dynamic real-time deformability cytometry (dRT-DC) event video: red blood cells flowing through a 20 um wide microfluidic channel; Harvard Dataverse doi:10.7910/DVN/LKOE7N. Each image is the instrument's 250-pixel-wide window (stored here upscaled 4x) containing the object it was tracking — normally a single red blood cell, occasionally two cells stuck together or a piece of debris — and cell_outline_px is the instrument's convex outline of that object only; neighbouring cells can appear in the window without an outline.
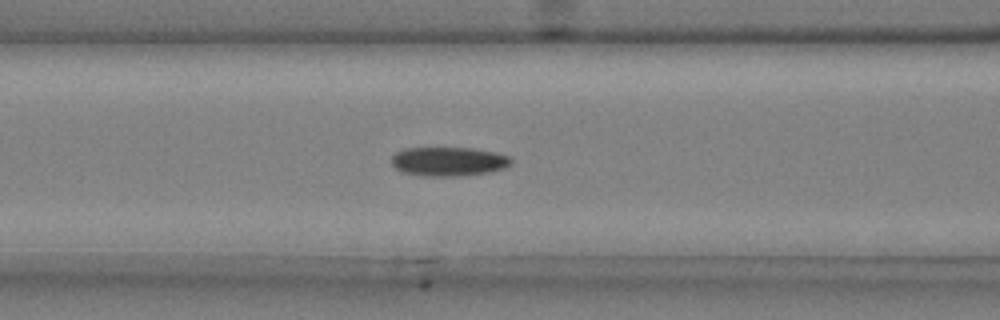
{"species": "common noctule bat (a hibernating species)", "species_latin": "Nyctalus noctula", "temperature_condition": "cold", "stored_images_in_passage": 22, "camera_frame_rate_fps": 3000, "um_per_image_px": 0.085, "animal": {"sex": "male", "body_mass_g": 20.4}, "frame": {"image": 1, "passage_image": 12, "time_ms": 3.667, "image_size_px": [1000, 320], "cell_outline_px": [[512, 164], [504, 168], [488, 172], [460, 176], [424, 176], [400, 172], [392, 164], [392, 156], [396, 152], [404, 148], [472, 148], [496, 152], [508, 156], [512, 160]], "centroid_in_image_um": [38.12, 13.73], "position_along_channel_um": 128.5, "area_um2": 20.35}}
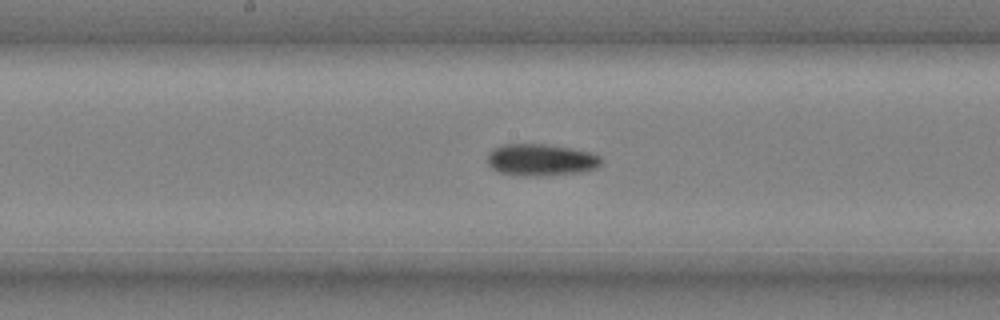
{"frame": {"image": 2, "passage_image": 18, "time_ms": 5.667, "image_size_px": [1000, 320], "cell_outline_px": [[600, 164], [596, 168], [584, 172], [544, 176], [524, 176], [500, 172], [492, 168], [488, 164], [488, 152], [492, 148], [504, 144], [544, 144], [592, 152], [600, 156]], "centroid_in_image_um": [45.97, 13.59], "position_along_channel_um": 202.2, "area_um2": 21.21}}
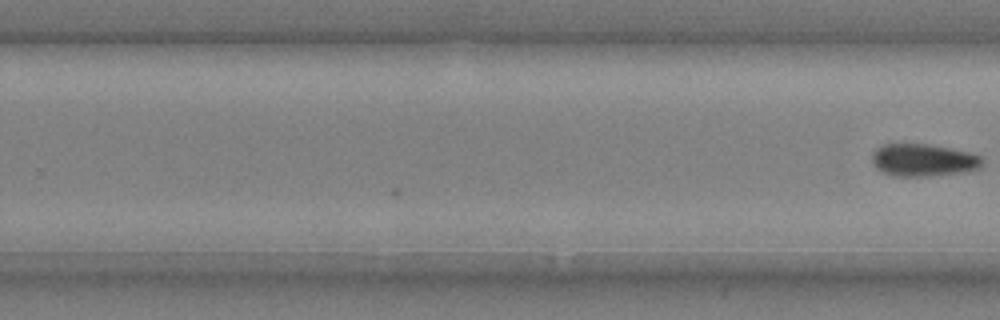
{"frame": {"image": 3, "passage_image": 22, "time_ms": 7.0, "image_size_px": [1000, 320], "cell_outline_px": [[984, 164], [980, 168], [964, 172], [928, 176], [892, 176], [880, 172], [872, 164], [872, 152], [876, 148], [884, 144], [924, 144], [948, 148], [968, 152], [980, 156], [984, 160]], "centroid_in_image_um": [78.45, 13.62], "position_along_channel_um": 251.3, "area_um2": 20.98}}